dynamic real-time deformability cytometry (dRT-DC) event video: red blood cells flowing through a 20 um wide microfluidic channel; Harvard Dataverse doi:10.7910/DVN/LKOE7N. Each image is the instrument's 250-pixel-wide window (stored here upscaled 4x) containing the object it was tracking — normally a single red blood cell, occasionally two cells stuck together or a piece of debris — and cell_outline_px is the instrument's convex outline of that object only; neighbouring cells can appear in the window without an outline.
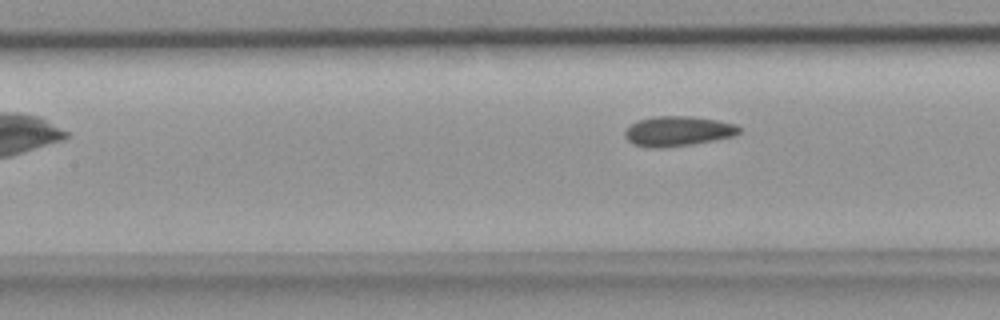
{"species": "common noctule bat (a hibernating species)", "species_latin": "Nyctalus noctula", "temperature_condition": "room temperature", "stored_images_in_passage": 9, "camera_frame_rate_fps": 3000, "um_per_image_px": 0.085, "animal": {"sex": "female", "body_mass_g": 18.4}, "frame": {"image": 1, "passage_image": 8, "time_ms": 2.333, "image_size_px": [1000, 320], "cell_outline_px": [[740, 132], [732, 136], [716, 140], [692, 144], [660, 148], [652, 148], [632, 144], [624, 136], [624, 132], [632, 124], [640, 120], [652, 116], [692, 116], [716, 120], [736, 124], [740, 128]], "centroid_in_image_um": [57.61, 11.15], "position_along_channel_um": 149.8, "area_um2": 19.88}}
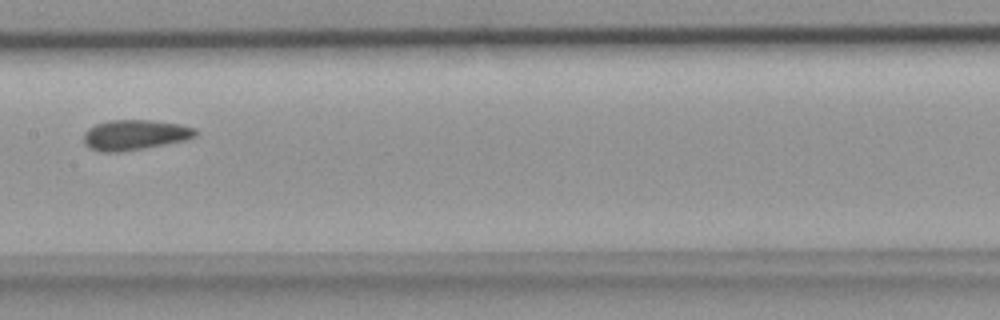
{"frame": {"image": 2, "passage_image": 9, "time_ms": 2.667, "image_size_px": [1000, 320], "cell_outline_px": [[200, 132], [196, 136], [184, 140], [144, 148], [120, 152], [100, 152], [88, 148], [84, 144], [84, 132], [88, 128], [96, 124], [108, 120], [152, 120], [180, 124], [196, 128]], "centroid_in_image_um": [11.45, 11.46], "position_along_channel_um": 196.0, "area_um2": 19.88}}